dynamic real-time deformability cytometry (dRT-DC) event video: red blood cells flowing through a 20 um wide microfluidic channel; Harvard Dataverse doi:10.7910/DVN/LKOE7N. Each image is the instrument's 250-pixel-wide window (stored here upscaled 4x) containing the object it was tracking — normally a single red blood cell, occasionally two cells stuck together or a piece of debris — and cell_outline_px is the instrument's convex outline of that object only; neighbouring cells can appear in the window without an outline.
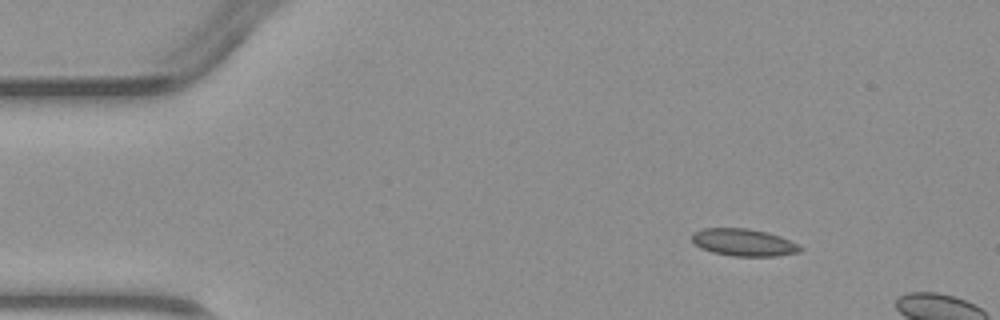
{"species": "common noctule bat (a hibernating species)", "species_latin": "Nyctalus noctula", "temperature_condition": "warm", "stored_images_in_passage": 3, "camera_frame_rate_fps": 3000, "um_per_image_px": 0.085, "animal": {"sex": "male", "body_mass_g": 23.1, "forearm_length_mm": 52.7}, "frame": {"image": 1, "passage_image": 1, "time_ms": 0.0, "image_size_px": [1000, 320], "cell_outline_px": [[804, 248], [800, 252], [776, 256], [732, 256], [712, 252], [700, 248], [692, 240], [692, 232], [700, 228], [748, 228], [768, 232], [780, 236], [800, 244]], "centroid_in_image_um": [63.23, 20.6], "position_along_channel_um": 21.8, "area_um2": 17.46}}